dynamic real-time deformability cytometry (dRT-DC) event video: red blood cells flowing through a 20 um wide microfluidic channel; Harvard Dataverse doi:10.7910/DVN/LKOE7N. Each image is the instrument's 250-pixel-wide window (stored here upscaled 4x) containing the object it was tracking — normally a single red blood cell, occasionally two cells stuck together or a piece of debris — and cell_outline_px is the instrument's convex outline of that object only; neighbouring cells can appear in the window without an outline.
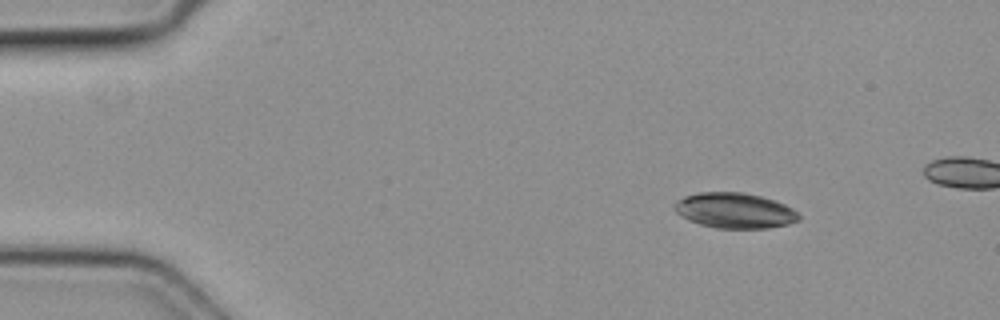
{"species": "common noctule bat (a hibernating species)", "species_latin": "Nyctalus noctula", "temperature_condition": "cold", "stored_images_in_passage": 4, "camera_frame_rate_fps": 3000, "um_per_image_px": 0.085, "animal": {"sex": "female", "body_mass_g": 19.3, "forearm_length_mm": 54.1}, "frame": {"image": 1, "passage_image": 1, "time_ms": 0.0, "image_size_px": [1000, 320], "cell_outline_px": [[800, 220], [788, 224], [768, 228], [716, 228], [700, 224], [688, 220], [676, 212], [672, 208], [676, 200], [684, 196], [700, 192], [744, 192], [760, 196], [784, 204], [792, 208], [800, 216]], "centroid_in_image_um": [62.42, 17.89], "position_along_channel_um": 22.6, "area_um2": 25.66}}